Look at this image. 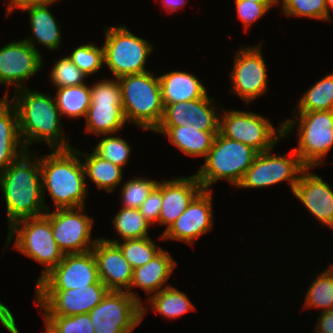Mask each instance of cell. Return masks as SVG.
Masks as SVG:
<instances>
[{
  "label": "cell",
  "mask_w": 333,
  "mask_h": 333,
  "mask_svg": "<svg viewBox=\"0 0 333 333\" xmlns=\"http://www.w3.org/2000/svg\"><path fill=\"white\" fill-rule=\"evenodd\" d=\"M305 168L293 194L322 225L333 229V190L330 185Z\"/></svg>",
  "instance_id": "44dd1931"
},
{
  "label": "cell",
  "mask_w": 333,
  "mask_h": 333,
  "mask_svg": "<svg viewBox=\"0 0 333 333\" xmlns=\"http://www.w3.org/2000/svg\"><path fill=\"white\" fill-rule=\"evenodd\" d=\"M103 239L115 243L120 248L124 258L133 270L148 263L163 250L161 247H156L150 236L139 239H127L123 243H119L118 239Z\"/></svg>",
  "instance_id": "1f68e13d"
},
{
  "label": "cell",
  "mask_w": 333,
  "mask_h": 333,
  "mask_svg": "<svg viewBox=\"0 0 333 333\" xmlns=\"http://www.w3.org/2000/svg\"><path fill=\"white\" fill-rule=\"evenodd\" d=\"M257 154L252 147L218 132L204 158V164L195 175L205 190H209L210 186L220 179H225L237 187Z\"/></svg>",
  "instance_id": "5b68a950"
},
{
  "label": "cell",
  "mask_w": 333,
  "mask_h": 333,
  "mask_svg": "<svg viewBox=\"0 0 333 333\" xmlns=\"http://www.w3.org/2000/svg\"><path fill=\"white\" fill-rule=\"evenodd\" d=\"M68 58L87 76L94 74L105 64L104 47L94 43L83 44L74 49Z\"/></svg>",
  "instance_id": "d590c367"
},
{
  "label": "cell",
  "mask_w": 333,
  "mask_h": 333,
  "mask_svg": "<svg viewBox=\"0 0 333 333\" xmlns=\"http://www.w3.org/2000/svg\"><path fill=\"white\" fill-rule=\"evenodd\" d=\"M295 118L283 122L284 137L299 123V146L294 151L306 168L323 165L321 159L326 157L333 145V110L298 112Z\"/></svg>",
  "instance_id": "8992f818"
},
{
  "label": "cell",
  "mask_w": 333,
  "mask_h": 333,
  "mask_svg": "<svg viewBox=\"0 0 333 333\" xmlns=\"http://www.w3.org/2000/svg\"><path fill=\"white\" fill-rule=\"evenodd\" d=\"M118 81L126 122L154 131L164 113L159 76L148 71L125 75Z\"/></svg>",
  "instance_id": "277c9868"
},
{
  "label": "cell",
  "mask_w": 333,
  "mask_h": 333,
  "mask_svg": "<svg viewBox=\"0 0 333 333\" xmlns=\"http://www.w3.org/2000/svg\"><path fill=\"white\" fill-rule=\"evenodd\" d=\"M161 205L162 182H158L157 186L152 190L139 209L143 217L152 225L156 222L158 223Z\"/></svg>",
  "instance_id": "b9f144b4"
},
{
  "label": "cell",
  "mask_w": 333,
  "mask_h": 333,
  "mask_svg": "<svg viewBox=\"0 0 333 333\" xmlns=\"http://www.w3.org/2000/svg\"><path fill=\"white\" fill-rule=\"evenodd\" d=\"M152 295L148 299L152 310L168 319L178 318L195 308L185 293L172 286H167Z\"/></svg>",
  "instance_id": "f546056e"
},
{
  "label": "cell",
  "mask_w": 333,
  "mask_h": 333,
  "mask_svg": "<svg viewBox=\"0 0 333 333\" xmlns=\"http://www.w3.org/2000/svg\"><path fill=\"white\" fill-rule=\"evenodd\" d=\"M99 280L92 250L64 254L58 265L36 284L35 290L78 289L95 284Z\"/></svg>",
  "instance_id": "9a60e30c"
},
{
  "label": "cell",
  "mask_w": 333,
  "mask_h": 333,
  "mask_svg": "<svg viewBox=\"0 0 333 333\" xmlns=\"http://www.w3.org/2000/svg\"><path fill=\"white\" fill-rule=\"evenodd\" d=\"M271 150L257 154L253 164L237 185L238 188H261L287 180L292 192L294 191L300 177L298 175H301L306 167L301 163L294 149L289 156H275Z\"/></svg>",
  "instance_id": "7c38bea8"
},
{
  "label": "cell",
  "mask_w": 333,
  "mask_h": 333,
  "mask_svg": "<svg viewBox=\"0 0 333 333\" xmlns=\"http://www.w3.org/2000/svg\"><path fill=\"white\" fill-rule=\"evenodd\" d=\"M87 77L69 58L64 56L54 65L50 73V80L58 88L79 86Z\"/></svg>",
  "instance_id": "ab89813d"
},
{
  "label": "cell",
  "mask_w": 333,
  "mask_h": 333,
  "mask_svg": "<svg viewBox=\"0 0 333 333\" xmlns=\"http://www.w3.org/2000/svg\"><path fill=\"white\" fill-rule=\"evenodd\" d=\"M280 0H277V4ZM282 13L328 21L326 0H282Z\"/></svg>",
  "instance_id": "8d00e7d4"
},
{
  "label": "cell",
  "mask_w": 333,
  "mask_h": 333,
  "mask_svg": "<svg viewBox=\"0 0 333 333\" xmlns=\"http://www.w3.org/2000/svg\"><path fill=\"white\" fill-rule=\"evenodd\" d=\"M238 18L245 25V29L269 12L277 3H258L249 0H235Z\"/></svg>",
  "instance_id": "60d3db41"
},
{
  "label": "cell",
  "mask_w": 333,
  "mask_h": 333,
  "mask_svg": "<svg viewBox=\"0 0 333 333\" xmlns=\"http://www.w3.org/2000/svg\"><path fill=\"white\" fill-rule=\"evenodd\" d=\"M214 99L203 98L171 103L164 106V113L157 127H181L197 131L219 132L220 115L213 107Z\"/></svg>",
  "instance_id": "e0dca14e"
},
{
  "label": "cell",
  "mask_w": 333,
  "mask_h": 333,
  "mask_svg": "<svg viewBox=\"0 0 333 333\" xmlns=\"http://www.w3.org/2000/svg\"><path fill=\"white\" fill-rule=\"evenodd\" d=\"M9 3L8 4V7H7V14L11 13L14 8H24L26 6H29L31 5V0H8Z\"/></svg>",
  "instance_id": "f6af8a7d"
},
{
  "label": "cell",
  "mask_w": 333,
  "mask_h": 333,
  "mask_svg": "<svg viewBox=\"0 0 333 333\" xmlns=\"http://www.w3.org/2000/svg\"><path fill=\"white\" fill-rule=\"evenodd\" d=\"M176 266L168 251L162 250L148 263L133 270L130 289L127 291L131 296L140 300L137 295L131 291V287L142 288L147 294H155L166 288V281ZM164 284L165 287H162ZM153 292V293H152Z\"/></svg>",
  "instance_id": "cb8c5ba5"
},
{
  "label": "cell",
  "mask_w": 333,
  "mask_h": 333,
  "mask_svg": "<svg viewBox=\"0 0 333 333\" xmlns=\"http://www.w3.org/2000/svg\"><path fill=\"white\" fill-rule=\"evenodd\" d=\"M92 252L97 263L99 279L108 290L127 292L130 289L133 269L120 248L115 243L100 238Z\"/></svg>",
  "instance_id": "ffe728a7"
},
{
  "label": "cell",
  "mask_w": 333,
  "mask_h": 333,
  "mask_svg": "<svg viewBox=\"0 0 333 333\" xmlns=\"http://www.w3.org/2000/svg\"><path fill=\"white\" fill-rule=\"evenodd\" d=\"M48 6V4L29 5L21 9L22 11H28L29 22L34 35V37L24 40L36 49L35 42L32 39L35 38L38 43L53 51L61 45L62 39L57 21H55V17L49 11Z\"/></svg>",
  "instance_id": "484cf974"
},
{
  "label": "cell",
  "mask_w": 333,
  "mask_h": 333,
  "mask_svg": "<svg viewBox=\"0 0 333 333\" xmlns=\"http://www.w3.org/2000/svg\"><path fill=\"white\" fill-rule=\"evenodd\" d=\"M163 105L195 100L207 95V88L193 74L172 71L159 76Z\"/></svg>",
  "instance_id": "d4e9b609"
},
{
  "label": "cell",
  "mask_w": 333,
  "mask_h": 333,
  "mask_svg": "<svg viewBox=\"0 0 333 333\" xmlns=\"http://www.w3.org/2000/svg\"><path fill=\"white\" fill-rule=\"evenodd\" d=\"M326 7H327V10H328V21L331 20V13H330V9L333 10V0H326ZM330 8V9H329Z\"/></svg>",
  "instance_id": "7dc6e473"
},
{
  "label": "cell",
  "mask_w": 333,
  "mask_h": 333,
  "mask_svg": "<svg viewBox=\"0 0 333 333\" xmlns=\"http://www.w3.org/2000/svg\"><path fill=\"white\" fill-rule=\"evenodd\" d=\"M155 132L168 137L169 141L188 156H207L215 135L218 132L197 131V129H181V127H157Z\"/></svg>",
  "instance_id": "4316f807"
},
{
  "label": "cell",
  "mask_w": 333,
  "mask_h": 333,
  "mask_svg": "<svg viewBox=\"0 0 333 333\" xmlns=\"http://www.w3.org/2000/svg\"><path fill=\"white\" fill-rule=\"evenodd\" d=\"M42 61L39 50L25 40L5 45L0 49V83L15 84V90L25 87L22 82L41 70Z\"/></svg>",
  "instance_id": "d6986e66"
},
{
  "label": "cell",
  "mask_w": 333,
  "mask_h": 333,
  "mask_svg": "<svg viewBox=\"0 0 333 333\" xmlns=\"http://www.w3.org/2000/svg\"><path fill=\"white\" fill-rule=\"evenodd\" d=\"M252 2H258V3H277V0H249Z\"/></svg>",
  "instance_id": "c3c4849f"
},
{
  "label": "cell",
  "mask_w": 333,
  "mask_h": 333,
  "mask_svg": "<svg viewBox=\"0 0 333 333\" xmlns=\"http://www.w3.org/2000/svg\"><path fill=\"white\" fill-rule=\"evenodd\" d=\"M230 74L232 89L244 102H251L267 91V70L261 44L236 51Z\"/></svg>",
  "instance_id": "2e32d148"
},
{
  "label": "cell",
  "mask_w": 333,
  "mask_h": 333,
  "mask_svg": "<svg viewBox=\"0 0 333 333\" xmlns=\"http://www.w3.org/2000/svg\"><path fill=\"white\" fill-rule=\"evenodd\" d=\"M57 0H31V5H40V4H54Z\"/></svg>",
  "instance_id": "bcb514c9"
},
{
  "label": "cell",
  "mask_w": 333,
  "mask_h": 333,
  "mask_svg": "<svg viewBox=\"0 0 333 333\" xmlns=\"http://www.w3.org/2000/svg\"><path fill=\"white\" fill-rule=\"evenodd\" d=\"M318 323L315 330L322 333H333V309L328 311H321L318 317Z\"/></svg>",
  "instance_id": "7bdbcfd3"
},
{
  "label": "cell",
  "mask_w": 333,
  "mask_h": 333,
  "mask_svg": "<svg viewBox=\"0 0 333 333\" xmlns=\"http://www.w3.org/2000/svg\"><path fill=\"white\" fill-rule=\"evenodd\" d=\"M105 35L104 60L115 79L148 72L145 63L152 52V44L122 25L106 28Z\"/></svg>",
  "instance_id": "ba28073f"
},
{
  "label": "cell",
  "mask_w": 333,
  "mask_h": 333,
  "mask_svg": "<svg viewBox=\"0 0 333 333\" xmlns=\"http://www.w3.org/2000/svg\"><path fill=\"white\" fill-rule=\"evenodd\" d=\"M295 112L333 110V73L317 81L301 97Z\"/></svg>",
  "instance_id": "4dcf8cb0"
},
{
  "label": "cell",
  "mask_w": 333,
  "mask_h": 333,
  "mask_svg": "<svg viewBox=\"0 0 333 333\" xmlns=\"http://www.w3.org/2000/svg\"><path fill=\"white\" fill-rule=\"evenodd\" d=\"M76 154L85 155L70 148L54 149L40 157L43 196L48 190L56 209L85 207L88 177Z\"/></svg>",
  "instance_id": "3957f363"
},
{
  "label": "cell",
  "mask_w": 333,
  "mask_h": 333,
  "mask_svg": "<svg viewBox=\"0 0 333 333\" xmlns=\"http://www.w3.org/2000/svg\"><path fill=\"white\" fill-rule=\"evenodd\" d=\"M202 189L195 174L162 182V205L158 224L167 226L164 232L186 210L189 203Z\"/></svg>",
  "instance_id": "7402d4cb"
},
{
  "label": "cell",
  "mask_w": 333,
  "mask_h": 333,
  "mask_svg": "<svg viewBox=\"0 0 333 333\" xmlns=\"http://www.w3.org/2000/svg\"><path fill=\"white\" fill-rule=\"evenodd\" d=\"M112 221L123 240L149 237L151 224L143 217L140 209L122 207Z\"/></svg>",
  "instance_id": "d6a6232c"
},
{
  "label": "cell",
  "mask_w": 333,
  "mask_h": 333,
  "mask_svg": "<svg viewBox=\"0 0 333 333\" xmlns=\"http://www.w3.org/2000/svg\"><path fill=\"white\" fill-rule=\"evenodd\" d=\"M8 99L7 93L0 99V173L27 151L20 137L16 108Z\"/></svg>",
  "instance_id": "603a6c76"
},
{
  "label": "cell",
  "mask_w": 333,
  "mask_h": 333,
  "mask_svg": "<svg viewBox=\"0 0 333 333\" xmlns=\"http://www.w3.org/2000/svg\"><path fill=\"white\" fill-rule=\"evenodd\" d=\"M15 236V249L45 266L37 283L63 259V252L54 240L51 222L43 215L23 218L9 227L7 244Z\"/></svg>",
  "instance_id": "52a82bcc"
},
{
  "label": "cell",
  "mask_w": 333,
  "mask_h": 333,
  "mask_svg": "<svg viewBox=\"0 0 333 333\" xmlns=\"http://www.w3.org/2000/svg\"><path fill=\"white\" fill-rule=\"evenodd\" d=\"M158 181L147 178H134L124 183L121 188L123 207L139 209Z\"/></svg>",
  "instance_id": "f35d334b"
},
{
  "label": "cell",
  "mask_w": 333,
  "mask_h": 333,
  "mask_svg": "<svg viewBox=\"0 0 333 333\" xmlns=\"http://www.w3.org/2000/svg\"><path fill=\"white\" fill-rule=\"evenodd\" d=\"M307 308L333 309V266H329L310 284L304 305Z\"/></svg>",
  "instance_id": "836d02e7"
},
{
  "label": "cell",
  "mask_w": 333,
  "mask_h": 333,
  "mask_svg": "<svg viewBox=\"0 0 333 333\" xmlns=\"http://www.w3.org/2000/svg\"><path fill=\"white\" fill-rule=\"evenodd\" d=\"M212 195V191L202 189L170 228L163 232L161 240H178L192 245L196 238L210 231L213 223Z\"/></svg>",
  "instance_id": "ac0fdd59"
},
{
  "label": "cell",
  "mask_w": 333,
  "mask_h": 333,
  "mask_svg": "<svg viewBox=\"0 0 333 333\" xmlns=\"http://www.w3.org/2000/svg\"><path fill=\"white\" fill-rule=\"evenodd\" d=\"M45 333H95L89 314L74 316L42 315Z\"/></svg>",
  "instance_id": "e575fe53"
},
{
  "label": "cell",
  "mask_w": 333,
  "mask_h": 333,
  "mask_svg": "<svg viewBox=\"0 0 333 333\" xmlns=\"http://www.w3.org/2000/svg\"><path fill=\"white\" fill-rule=\"evenodd\" d=\"M126 291H108L88 314L95 333H131L140 324L145 307Z\"/></svg>",
  "instance_id": "9c48e42d"
},
{
  "label": "cell",
  "mask_w": 333,
  "mask_h": 333,
  "mask_svg": "<svg viewBox=\"0 0 333 333\" xmlns=\"http://www.w3.org/2000/svg\"><path fill=\"white\" fill-rule=\"evenodd\" d=\"M57 107L61 115L69 118L86 117L91 105L90 87L86 84L58 88L55 94Z\"/></svg>",
  "instance_id": "f1b7e54d"
},
{
  "label": "cell",
  "mask_w": 333,
  "mask_h": 333,
  "mask_svg": "<svg viewBox=\"0 0 333 333\" xmlns=\"http://www.w3.org/2000/svg\"><path fill=\"white\" fill-rule=\"evenodd\" d=\"M279 125L277 132L270 121L259 114L227 110L222 116L220 115L219 132L260 153L273 149L277 141L284 138L283 122Z\"/></svg>",
  "instance_id": "30bf717a"
},
{
  "label": "cell",
  "mask_w": 333,
  "mask_h": 333,
  "mask_svg": "<svg viewBox=\"0 0 333 333\" xmlns=\"http://www.w3.org/2000/svg\"><path fill=\"white\" fill-rule=\"evenodd\" d=\"M82 164L85 176H88L98 189L112 192L122 181L123 168L103 159L94 151L86 155L85 162Z\"/></svg>",
  "instance_id": "83f0119b"
},
{
  "label": "cell",
  "mask_w": 333,
  "mask_h": 333,
  "mask_svg": "<svg viewBox=\"0 0 333 333\" xmlns=\"http://www.w3.org/2000/svg\"><path fill=\"white\" fill-rule=\"evenodd\" d=\"M108 288L99 280L95 284L68 290H35L37 305L45 311L42 315L74 316L87 314L107 294Z\"/></svg>",
  "instance_id": "5bb4252c"
},
{
  "label": "cell",
  "mask_w": 333,
  "mask_h": 333,
  "mask_svg": "<svg viewBox=\"0 0 333 333\" xmlns=\"http://www.w3.org/2000/svg\"><path fill=\"white\" fill-rule=\"evenodd\" d=\"M84 208L55 209L44 214L51 222L54 240L63 254L90 251L98 240L91 239L93 219L82 212Z\"/></svg>",
  "instance_id": "4fadbf2b"
},
{
  "label": "cell",
  "mask_w": 333,
  "mask_h": 333,
  "mask_svg": "<svg viewBox=\"0 0 333 333\" xmlns=\"http://www.w3.org/2000/svg\"><path fill=\"white\" fill-rule=\"evenodd\" d=\"M91 105L88 108L86 132L109 135L126 124L122 109L121 87L118 79L101 80L90 86Z\"/></svg>",
  "instance_id": "8fae6325"
},
{
  "label": "cell",
  "mask_w": 333,
  "mask_h": 333,
  "mask_svg": "<svg viewBox=\"0 0 333 333\" xmlns=\"http://www.w3.org/2000/svg\"><path fill=\"white\" fill-rule=\"evenodd\" d=\"M185 0H162L163 6L167 9V12H175L177 9L182 8L185 5Z\"/></svg>",
  "instance_id": "ee69618b"
},
{
  "label": "cell",
  "mask_w": 333,
  "mask_h": 333,
  "mask_svg": "<svg viewBox=\"0 0 333 333\" xmlns=\"http://www.w3.org/2000/svg\"><path fill=\"white\" fill-rule=\"evenodd\" d=\"M14 96L10 102L16 108L20 137L27 151L34 141H44L52 150L73 148L63 137L55 97L27 87L16 90Z\"/></svg>",
  "instance_id": "7a4b0ae2"
},
{
  "label": "cell",
  "mask_w": 333,
  "mask_h": 333,
  "mask_svg": "<svg viewBox=\"0 0 333 333\" xmlns=\"http://www.w3.org/2000/svg\"><path fill=\"white\" fill-rule=\"evenodd\" d=\"M29 150L0 173V186L6 201L9 227L23 218L43 216L49 208L44 202L40 157Z\"/></svg>",
  "instance_id": "6da1fadb"
},
{
  "label": "cell",
  "mask_w": 333,
  "mask_h": 333,
  "mask_svg": "<svg viewBox=\"0 0 333 333\" xmlns=\"http://www.w3.org/2000/svg\"><path fill=\"white\" fill-rule=\"evenodd\" d=\"M92 150L103 159L112 162L115 165L123 168L129 158L131 148L125 139L119 136H112L102 138L95 148Z\"/></svg>",
  "instance_id": "74e56055"
}]
</instances>
